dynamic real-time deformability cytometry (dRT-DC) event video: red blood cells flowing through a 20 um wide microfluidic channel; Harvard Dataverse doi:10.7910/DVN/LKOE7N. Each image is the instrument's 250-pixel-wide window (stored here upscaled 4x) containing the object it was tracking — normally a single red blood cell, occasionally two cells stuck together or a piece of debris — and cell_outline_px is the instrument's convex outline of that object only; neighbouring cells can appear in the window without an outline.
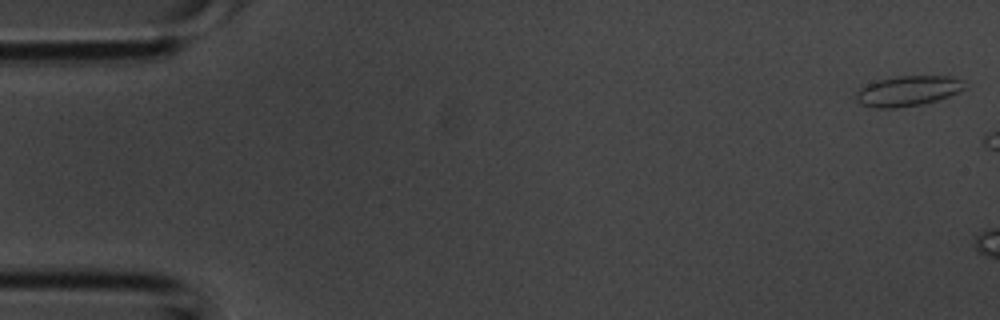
{"species": "common noctule bat (a hibernating species)", "species_latin": "Nyctalus noctula", "temperature_condition": "room temperature", "stored_images_in_passage": 3, "camera_frame_rate_fps": 3000, "um_per_image_px": 0.085, "animal": {"sex": "male", "body_mass_g": 20.1, "forearm_length_mm": 53.5}, "frame": {"image": 1, "passage_image": 1, "time_ms": 0.0, "image_size_px": [1000, 320], "cell_outline_px": [[964, 88], [948, 96], [936, 100], [920, 104], [896, 108], [872, 108], [860, 104], [856, 100], [856, 96], [860, 88], [868, 84], [880, 80], [896, 76], [948, 76], [960, 80]], "centroid_in_image_um": [77.1, 7.74], "position_along_channel_um": 7.9, "area_um2": 18.67}}